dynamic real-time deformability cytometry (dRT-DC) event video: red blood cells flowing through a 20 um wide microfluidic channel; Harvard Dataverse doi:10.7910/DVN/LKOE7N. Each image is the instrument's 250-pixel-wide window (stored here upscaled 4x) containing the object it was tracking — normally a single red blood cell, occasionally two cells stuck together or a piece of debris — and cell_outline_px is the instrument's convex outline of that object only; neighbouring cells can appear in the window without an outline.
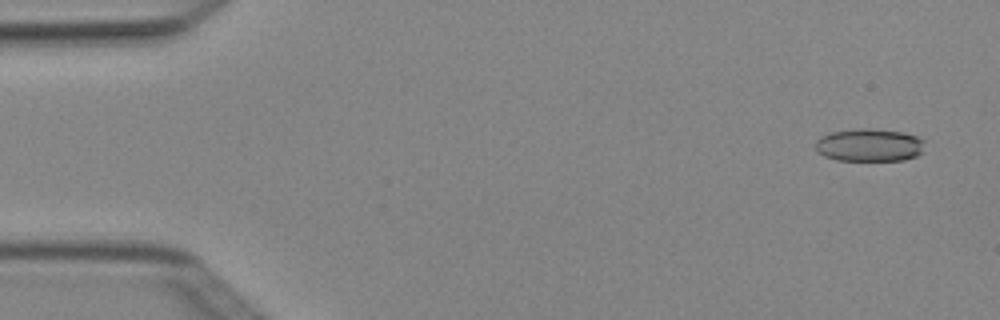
{"species": "Egyptian fruit bat (a non-hibernating species)", "species_latin": "Rousettus aegyptiacus", "temperature_condition": "cold", "stored_images_in_passage": 4, "camera_frame_rate_fps": 3000, "um_per_image_px": 0.085, "animal": {"sex": "female"}, "frame": {"image": 1, "passage_image": 1, "time_ms": 0.0, "image_size_px": [1000, 320], "cell_outline_px": [[924, 152], [916, 156], [904, 160], [836, 160], [824, 156], [816, 152], [816, 140], [820, 136], [832, 132], [860, 128], [868, 128], [904, 132], [916, 136], [924, 140]], "centroid_in_image_um": [73.9, 12.33], "position_along_channel_um": 11.1, "area_um2": 21.1}}
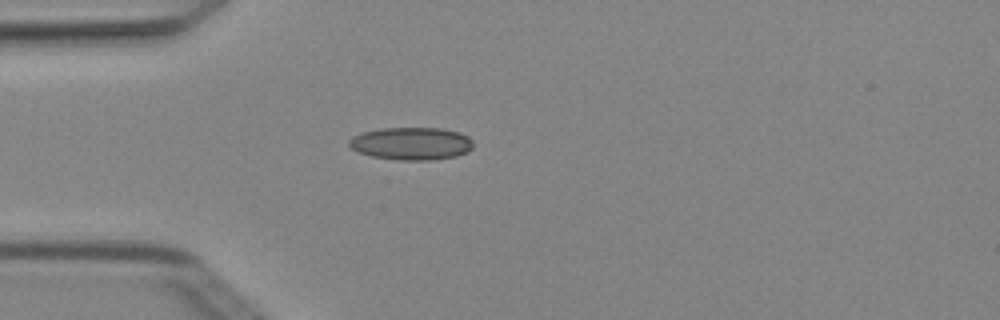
{"frame": {"image": 2, "passage_image": 4, "time_ms": 1.0, "image_size_px": [1000, 320], "cell_outline_px": [[472, 148], [468, 152], [456, 156], [432, 160], [396, 160], [372, 156], [356, 152], [348, 144], [348, 140], [352, 136], [364, 132], [380, 128], [440, 128], [460, 132], [468, 136], [472, 140]], "centroid_in_image_um": [34.96, 12.2], "position_along_channel_um": 50.0, "area_um2": 23.81}}